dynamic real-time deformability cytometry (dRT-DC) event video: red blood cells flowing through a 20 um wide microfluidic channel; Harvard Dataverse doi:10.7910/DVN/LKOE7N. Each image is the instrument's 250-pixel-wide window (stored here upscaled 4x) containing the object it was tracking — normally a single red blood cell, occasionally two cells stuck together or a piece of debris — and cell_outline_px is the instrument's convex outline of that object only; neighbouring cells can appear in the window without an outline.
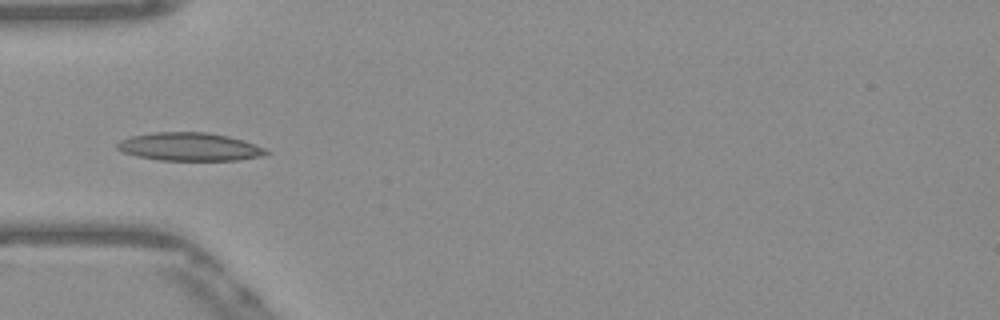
{"species": "Egyptian fruit bat (a non-hibernating species)", "species_latin": "Rousettus aegyptiacus", "temperature_condition": "warm", "stored_images_in_passage": 37, "camera_frame_rate_fps": 3000, "um_per_image_px": 0.085, "frame": {"image": 1, "passage_image": 1, "time_ms": 0.0, "image_size_px": [1000, 320], "cell_outline_px": [[272, 152], [264, 156], [240, 160], [160, 160], [136, 156], [124, 152], [116, 148], [116, 144], [120, 140], [128, 136], [152, 132], [208, 132], [228, 136], [244, 140], [264, 148]], "centroid_in_image_um": [16.12, 12.47], "position_along_channel_um": 68.9, "area_um2": 24.68}}
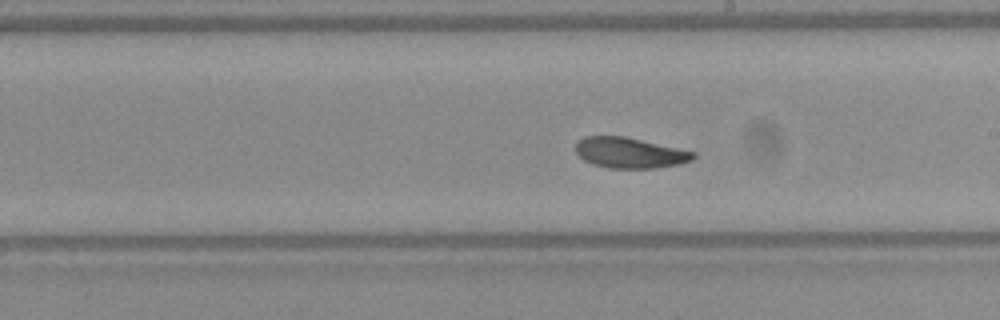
{"frame": {"image": 2, "passage_image": 14, "time_ms": 4.333, "image_size_px": [1000, 320], "cell_outline_px": [[696, 156], [692, 160], [680, 164], [656, 168], [608, 168], [592, 164], [584, 160], [576, 152], [576, 144], [584, 136], [624, 136], [696, 152]], "centroid_in_image_um": [53.54, 12.99], "position_along_channel_um": 235.5, "area_um2": 20.92}}
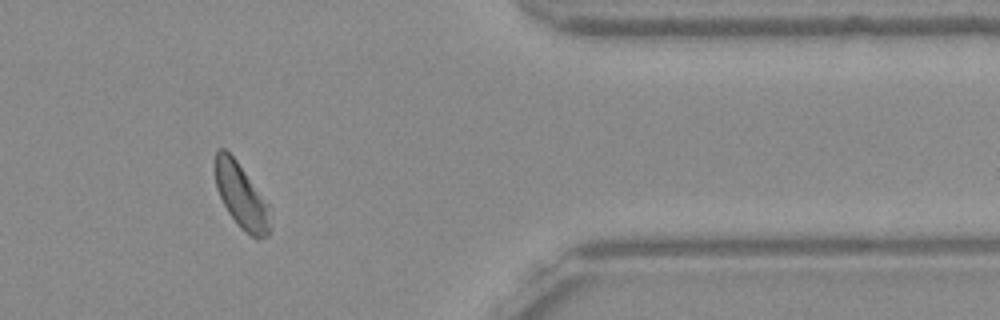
{"frame": {"image": 3, "passage_image": 28, "time_ms": 9.0, "image_size_px": [1000, 320], "cell_outline_px": [[268, 236], [256, 240], [244, 232], [240, 228], [228, 212], [216, 188], [216, 152], [220, 148], [224, 148], [236, 160], [268, 204]], "centroid_in_image_um": [20.49, 16.7], "position_along_channel_um": 390.9, "area_um2": 20.11}, "authors_computed_cell_mechanics": {"area_um2": 21.675, "velocity_mm_per_s": 3.8318, "shape_relaxation_time_tau1_ms": 6.4579, "shape_relaxation_time_tau2_ms": 5.9947, "deformation_change_tau1": 0.1481, "deformation_change_tau2": 0.108}}